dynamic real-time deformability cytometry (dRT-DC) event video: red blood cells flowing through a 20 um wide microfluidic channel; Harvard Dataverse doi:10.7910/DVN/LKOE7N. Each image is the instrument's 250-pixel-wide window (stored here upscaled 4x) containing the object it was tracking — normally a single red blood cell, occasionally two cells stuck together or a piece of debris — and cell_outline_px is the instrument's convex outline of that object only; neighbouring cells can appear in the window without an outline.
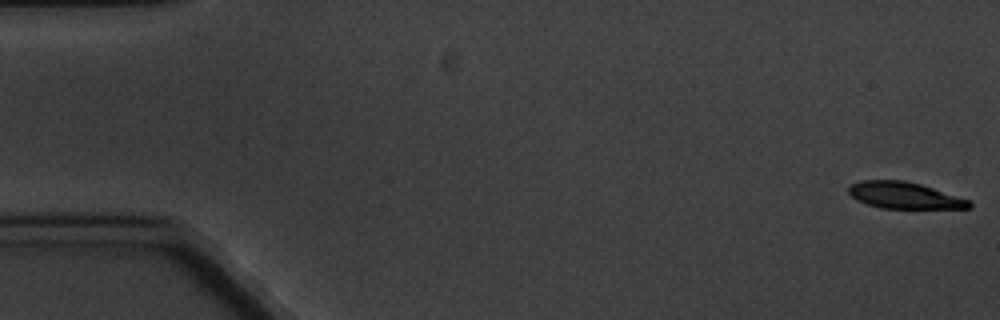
{"species": "common noctule bat (a hibernating species)", "species_latin": "Nyctalus noctula", "temperature_condition": "cold", "stored_images_in_passage": 6, "segment_of_instrument_passage": [1, 2], "camera_frame_rate_fps": 3000, "um_per_image_px": 0.085, "animal": {"sex": "male", "body_mass_g": 20.1, "forearm_length_mm": 53.5}, "frame": {"image": 1, "passage_image": 1, "time_ms": 0.0, "image_size_px": [1000, 320], "cell_outline_px": [[972, 208], [880, 208], [868, 204], [852, 196], [848, 192], [848, 184], [860, 180], [904, 180], [920, 184], [972, 200]], "centroid_in_image_um": [76.89, 16.6], "position_along_channel_um": 8.1, "area_um2": 18.67}}